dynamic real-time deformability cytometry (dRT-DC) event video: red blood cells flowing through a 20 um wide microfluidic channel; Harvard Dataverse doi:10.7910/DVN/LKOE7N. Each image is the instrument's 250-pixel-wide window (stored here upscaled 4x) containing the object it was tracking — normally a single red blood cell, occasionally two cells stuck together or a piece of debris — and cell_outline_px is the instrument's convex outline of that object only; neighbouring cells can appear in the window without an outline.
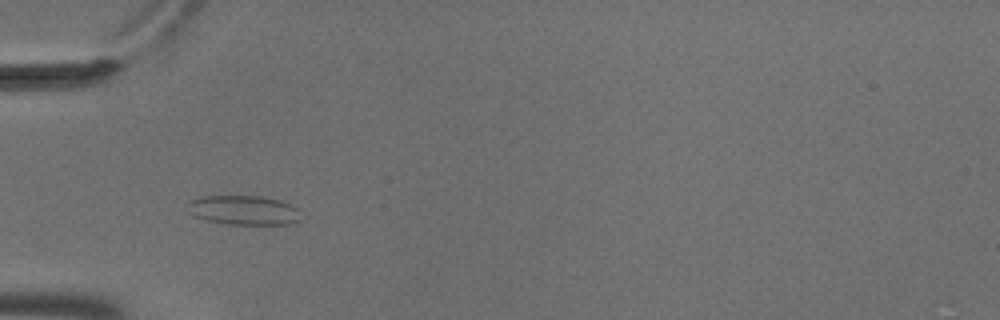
{"species": "common noctule bat (a hibernating species)", "species_latin": "Nyctalus noctula", "temperature_condition": "cold", "stored_images_in_passage": 10, "camera_frame_rate_fps": 3000, "um_per_image_px": 0.085, "animal": {"sex": "male", "body_mass_g": 18.8}, "frame": {"image": 1, "passage_image": 4, "time_ms": 1.0, "image_size_px": [1000, 320], "cell_outline_px": [[300, 220], [288, 224], [228, 224], [208, 220], [196, 216], [188, 212], [184, 204], [188, 200], [200, 196], [264, 196], [280, 200], [300, 208]], "centroid_in_image_um": [20.69, 17.84], "position_along_channel_um": 64.3, "area_um2": 19.71}}
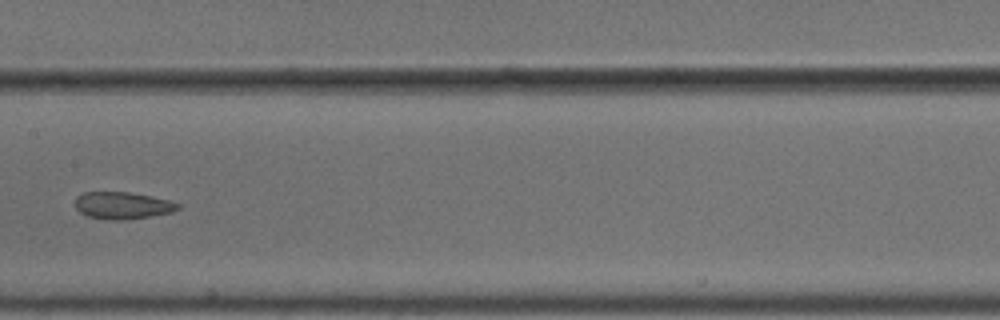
{"frame": {"image": 2, "passage_image": 7, "time_ms": 2.0, "image_size_px": [1000, 320], "cell_outline_px": [[180, 208], [172, 212], [124, 220], [112, 220], [88, 216], [80, 212], [76, 208], [76, 196], [84, 192], [128, 192], [152, 196], [168, 200], [180, 204]], "centroid_in_image_um": [10.41, 17.45], "position_along_channel_um": 197.0, "area_um2": 16.07}}
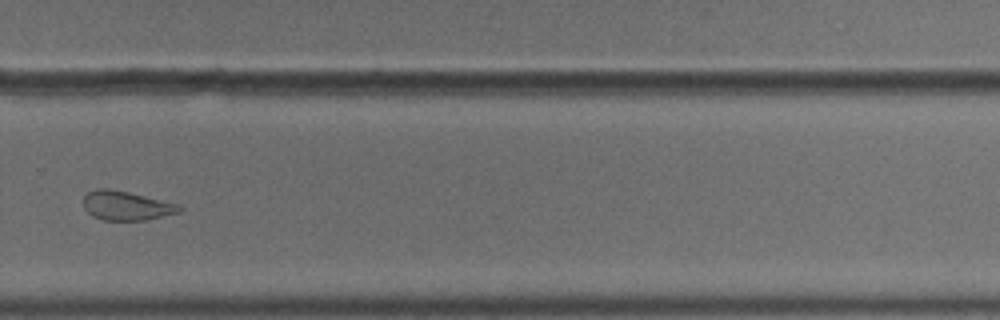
{"frame": {"image": 3, "passage_image": 10, "time_ms": 3.0, "image_size_px": [1000, 320], "cell_outline_px": [[184, 208], [180, 212], [144, 220], [104, 220], [92, 216], [84, 208], [84, 196], [88, 192], [100, 188], [108, 188], [128, 192], [180, 204]], "centroid_in_image_um": [10.75, 17.48], "position_along_channel_um": 319.0, "area_um2": 16.24}}